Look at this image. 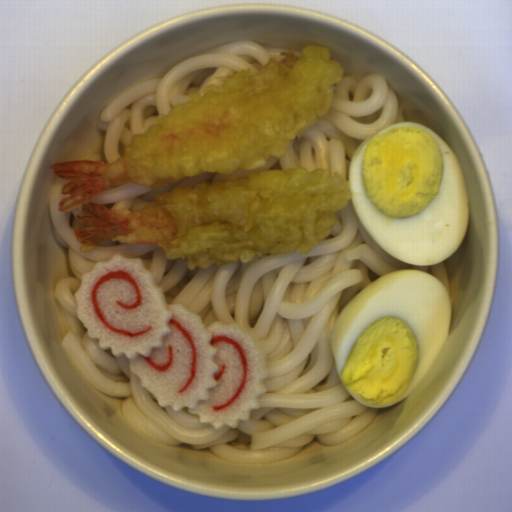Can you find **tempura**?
Returning a JSON list of instances; mask_svg holds the SVG:
<instances>
[{"label": "tempura", "mask_w": 512, "mask_h": 512, "mask_svg": "<svg viewBox=\"0 0 512 512\" xmlns=\"http://www.w3.org/2000/svg\"><path fill=\"white\" fill-rule=\"evenodd\" d=\"M258 69L222 76L197 99L172 107L132 135L105 163L77 159L49 166L68 181L58 211L77 210L81 250L104 241L155 244L188 270L247 263L267 254H307L327 238L352 198L329 168L272 169L232 181L159 193L136 212L91 202L121 181L162 189L209 173L260 168L326 116L344 72L327 47L280 53Z\"/></svg>", "instance_id": "8679c707"}]
</instances>
